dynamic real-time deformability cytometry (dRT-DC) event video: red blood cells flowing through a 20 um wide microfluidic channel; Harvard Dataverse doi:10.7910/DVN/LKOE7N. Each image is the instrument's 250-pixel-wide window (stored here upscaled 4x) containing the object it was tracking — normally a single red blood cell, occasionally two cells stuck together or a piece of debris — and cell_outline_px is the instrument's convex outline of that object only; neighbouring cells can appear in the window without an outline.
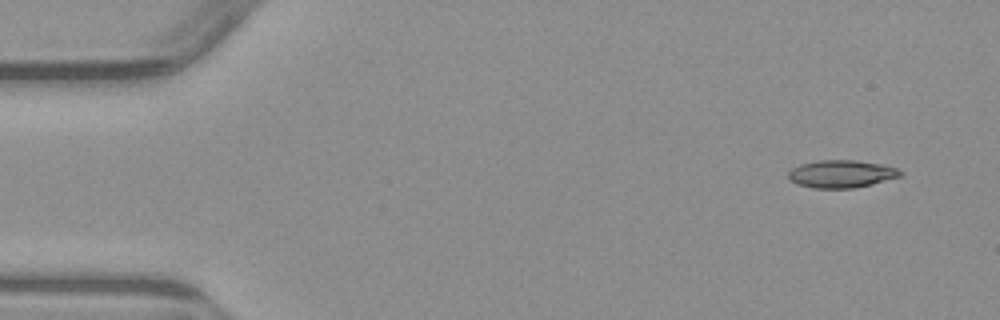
{"species": "common noctule bat (a hibernating species)", "species_latin": "Nyctalus noctula", "temperature_condition": "warm", "stored_images_in_passage": 4, "camera_frame_rate_fps": 3000, "um_per_image_px": 0.085, "animal": {"sex": "male", "body_mass_g": 23.1, "forearm_length_mm": 52.7}, "frame": {"image": 1, "passage_image": 1, "time_ms": 0.0, "image_size_px": [1000, 320], "cell_outline_px": [[904, 172], [900, 176], [872, 184], [856, 188], [812, 188], [800, 184], [792, 180], [788, 176], [788, 172], [792, 168], [800, 164], [816, 160], [856, 160], [880, 164], [896, 168]], "centroid_in_image_um": [71.52, 14.77], "position_along_channel_um": 13.5, "area_um2": 17.92}}
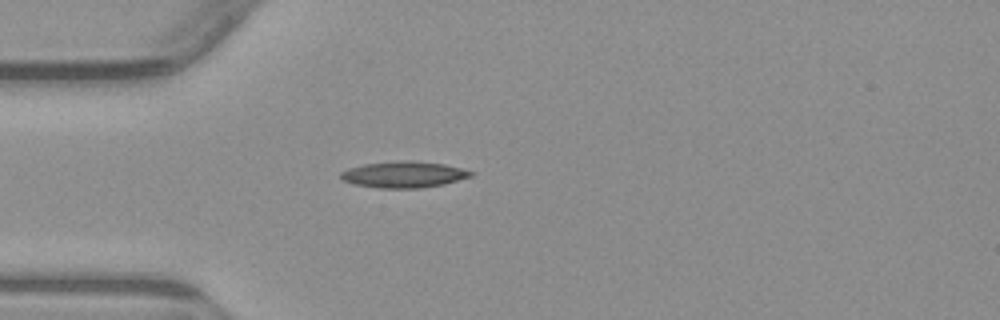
{"frame": {"image": 2, "passage_image": 4, "time_ms": 3.667, "image_size_px": [1000, 320], "cell_outline_px": [[476, 172], [472, 176], [444, 184], [420, 188], [380, 188], [352, 184], [344, 180], [340, 176], [340, 172], [348, 168], [364, 164], [400, 160], [408, 160], [444, 164]], "centroid_in_image_um": [34.32, 14.83], "position_along_channel_um": 50.7, "area_um2": 19.94}}